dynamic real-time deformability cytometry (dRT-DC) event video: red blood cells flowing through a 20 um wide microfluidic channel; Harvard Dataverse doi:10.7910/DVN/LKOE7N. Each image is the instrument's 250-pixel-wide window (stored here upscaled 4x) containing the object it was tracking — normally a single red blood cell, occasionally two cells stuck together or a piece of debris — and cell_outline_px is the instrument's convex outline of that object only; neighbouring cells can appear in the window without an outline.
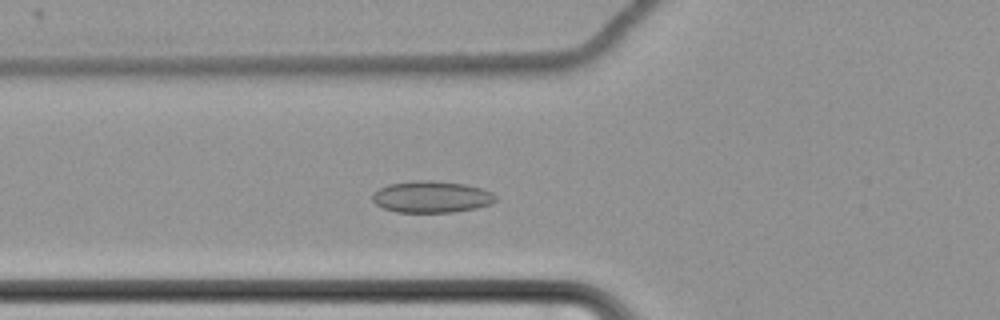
{"species": "common noctule bat (a hibernating species)", "species_latin": "Nyctalus noctula", "temperature_condition": "cold", "stored_images_in_passage": 56, "camera_frame_rate_fps": 3000, "um_per_image_px": 0.085, "animal": {"sex": "female", "body_mass_g": 22.7, "forearm_length_mm": 54.2}, "frame": {"image": 1, "passage_image": 18, "time_ms": 5.667, "image_size_px": [1000, 320], "cell_outline_px": [[496, 200], [492, 204], [476, 208], [452, 212], [396, 212], [384, 208], [376, 204], [372, 200], [372, 196], [380, 188], [388, 184], [416, 180], [432, 180], [464, 184], [480, 188], [492, 192], [496, 196]], "centroid_in_image_um": [36.69, 16.73], "position_along_channel_um": 89.1, "area_um2": 22.66}}
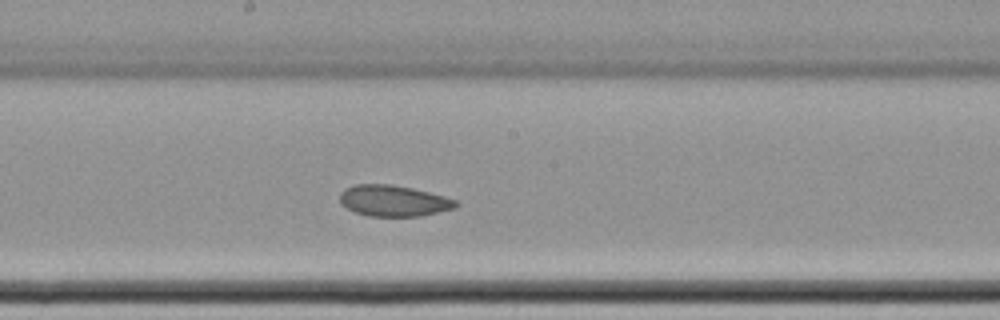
{"frame": {"image": 2, "passage_image": 29, "time_ms": 9.333, "image_size_px": [1000, 320], "cell_outline_px": [[460, 204], [456, 208], [420, 216], [368, 216], [356, 212], [340, 204], [340, 192], [344, 188], [352, 184], [388, 184], [412, 188], [444, 196], [456, 200]], "centroid_in_image_um": [33.44, 17.06], "position_along_channel_um": 214.8, "area_um2": 21.1}}
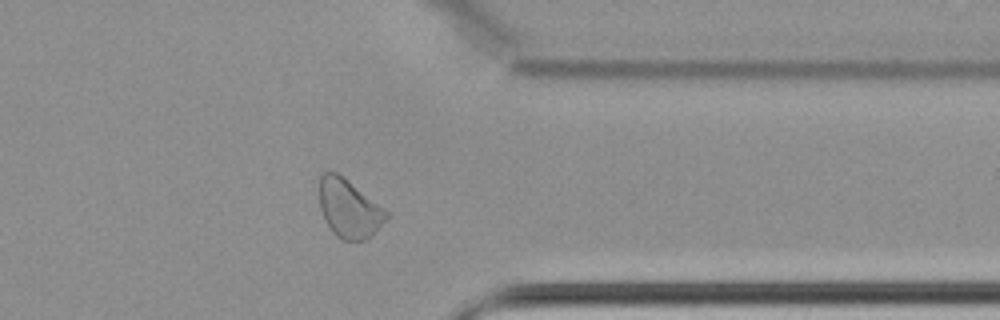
{"frame": {"image": 3, "passage_image": 44, "time_ms": 14.333, "image_size_px": [1000, 320], "cell_outline_px": [[388, 216], [376, 232], [372, 236], [364, 240], [344, 240], [336, 236], [332, 232], [324, 220], [320, 208], [320, 176], [324, 172], [336, 172], [384, 208], [388, 212]], "centroid_in_image_um": [29.65, 17.76], "position_along_channel_um": 381.7, "area_um2": 22.48}, "authors_computed_cell_mechanics": {"area_um2": 23.0911, "velocity_mm_per_s": 3.4365, "shape_relaxation_time_tau1_ms": null, "shape_relaxation_time_tau2_ms": 3.3795, "deformation_change_tau1": null, "deformation_change_tau2": 0.0638}}